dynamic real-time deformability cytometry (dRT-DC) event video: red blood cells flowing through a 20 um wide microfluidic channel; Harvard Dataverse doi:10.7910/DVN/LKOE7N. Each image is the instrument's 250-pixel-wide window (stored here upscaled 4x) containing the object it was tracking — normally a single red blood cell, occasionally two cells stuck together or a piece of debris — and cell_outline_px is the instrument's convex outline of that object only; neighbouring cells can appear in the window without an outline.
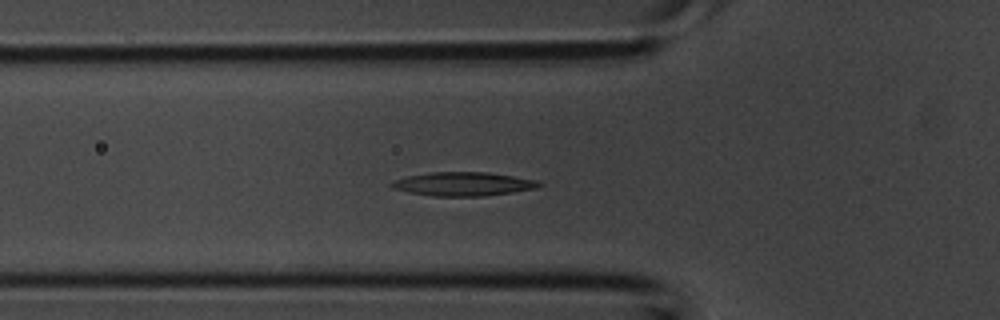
{"species": "common noctule bat (a hibernating species)", "species_latin": "Nyctalus noctula", "temperature_condition": "room temperature", "stored_images_in_passage": 39, "camera_frame_rate_fps": 3000, "um_per_image_px": 0.085, "animal": {"sex": "male", "body_mass_g": 20.1, "forearm_length_mm": 53.5}, "frame": {"image": 1, "passage_image": 12, "time_ms": 3.667, "image_size_px": [1000, 320], "cell_outline_px": [[544, 184], [536, 188], [512, 192], [484, 196], [432, 196], [408, 192], [392, 188], [388, 184], [396, 180], [408, 176], [432, 172], [488, 172], [536, 180]], "centroid_in_image_um": [39.37, 15.64], "position_along_channel_um": 86.4, "area_um2": 20.29}}
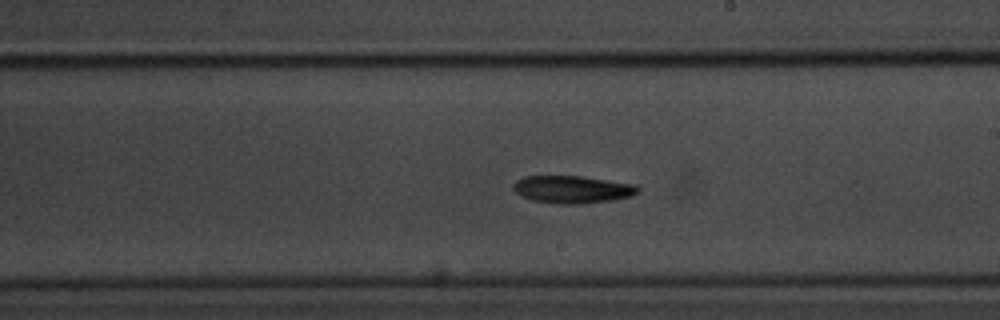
{"frame": {"image": 2, "passage_image": 21, "time_ms": 6.667, "image_size_px": [1000, 320], "cell_outline_px": [[640, 192], [632, 196], [612, 200], [580, 204], [560, 204], [532, 200], [520, 196], [512, 188], [512, 184], [516, 180], [524, 176], [580, 176], [636, 184], [640, 188]], "centroid_in_image_um": [48.65, 16.1], "position_along_channel_um": 240.3, "area_um2": 20.17}}
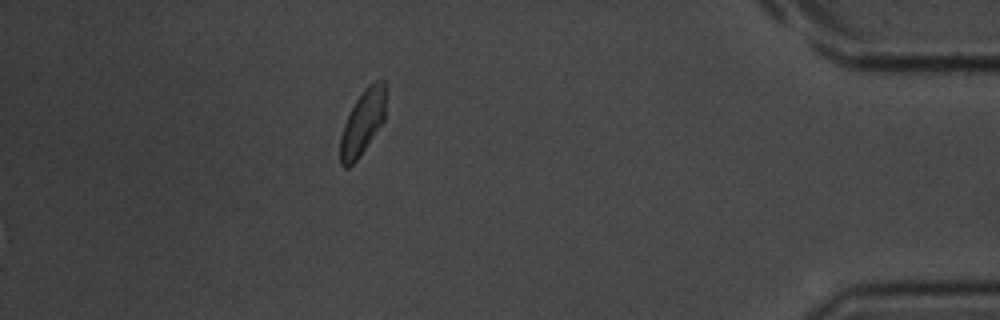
{"frame": {"image": 3, "passage_image": 39, "time_ms": 12.667, "image_size_px": [1000, 320], "cell_outline_px": [[384, 120], [360, 156], [348, 168], [344, 168], [340, 164], [340, 136], [344, 124], [356, 100], [364, 88], [368, 84], [376, 80], [384, 80]], "centroid_in_image_um": [30.79, 10.44], "position_along_channel_um": 404.4, "area_um2": 16.88}}